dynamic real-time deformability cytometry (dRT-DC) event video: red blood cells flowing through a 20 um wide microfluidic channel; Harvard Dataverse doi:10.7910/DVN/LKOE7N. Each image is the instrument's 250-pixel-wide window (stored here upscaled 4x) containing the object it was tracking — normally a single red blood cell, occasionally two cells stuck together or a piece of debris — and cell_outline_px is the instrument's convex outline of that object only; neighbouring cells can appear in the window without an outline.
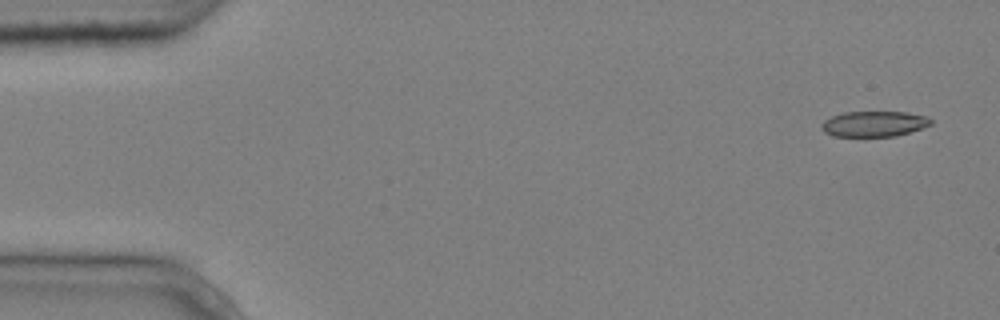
{"species": "common noctule bat (a hibernating species)", "species_latin": "Nyctalus noctula", "temperature_condition": "cold", "stored_images_in_passage": 5, "camera_frame_rate_fps": 3000, "um_per_image_px": 0.085, "animal": {"sex": "male", "body_mass_g": 20.4}, "frame": {"image": 1, "passage_image": 1, "time_ms": 0.0, "image_size_px": [1000, 320], "cell_outline_px": [[932, 124], [896, 136], [832, 136], [824, 132], [820, 128], [820, 124], [824, 120], [832, 116], [844, 112], [908, 112], [928, 116], [932, 120]], "centroid_in_image_um": [74.27, 10.52], "position_along_channel_um": 10.7, "area_um2": 16.3}}
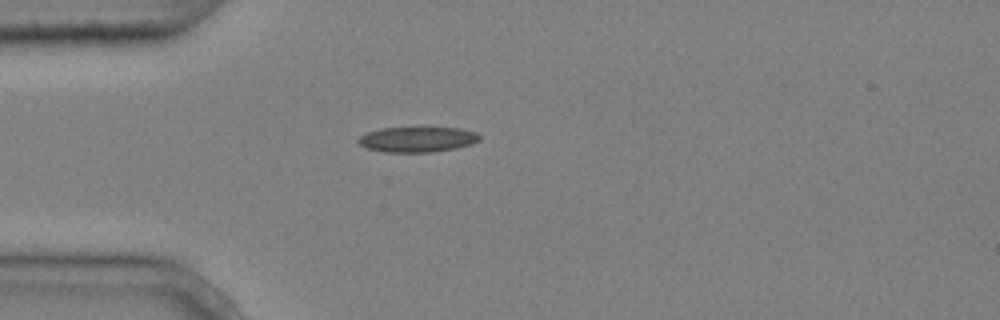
{"frame": {"image": 2, "passage_image": 4, "time_ms": 1.0, "image_size_px": [1000, 320], "cell_outline_px": [[480, 140], [472, 144], [456, 148], [432, 152], [384, 152], [368, 148], [360, 144], [356, 140], [360, 136], [368, 132], [380, 128], [460, 128], [476, 132], [480, 136]], "centroid_in_image_um": [35.49, 11.85], "position_along_channel_um": 49.5, "area_um2": 17.8}}